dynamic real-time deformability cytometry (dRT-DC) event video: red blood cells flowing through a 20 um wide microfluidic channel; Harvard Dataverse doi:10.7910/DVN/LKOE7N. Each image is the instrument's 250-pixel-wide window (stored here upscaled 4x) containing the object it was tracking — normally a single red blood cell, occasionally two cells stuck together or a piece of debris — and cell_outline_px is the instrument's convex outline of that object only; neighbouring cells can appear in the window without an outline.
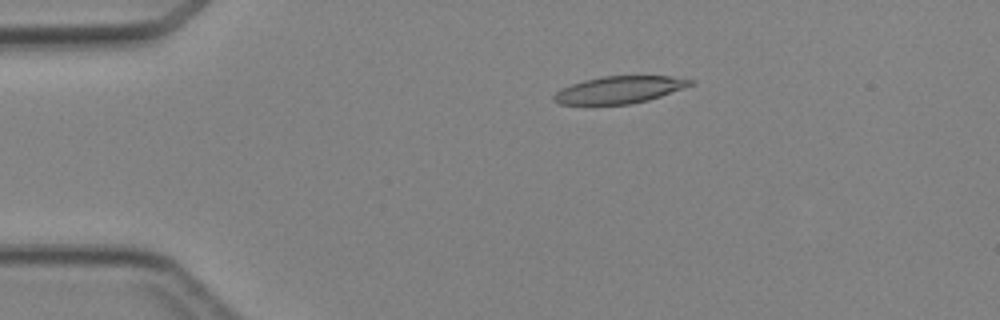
{"species": "Egyptian fruit bat (a non-hibernating species)", "species_latin": "Rousettus aegyptiacus", "temperature_condition": "cold", "stored_images_in_passage": 4, "camera_frame_rate_fps": 3000, "um_per_image_px": 0.085, "animal": {"sex": "female"}, "frame": {"image": 1, "passage_image": 3, "time_ms": 2.333, "image_size_px": [1000, 320], "cell_outline_px": [[696, 84], [648, 100], [628, 104], [560, 104], [552, 100], [552, 96], [560, 88], [584, 80], [604, 76], [672, 76], [696, 80]], "centroid_in_image_um": [52.67, 7.62], "position_along_channel_um": 32.3, "area_um2": 21.62}}